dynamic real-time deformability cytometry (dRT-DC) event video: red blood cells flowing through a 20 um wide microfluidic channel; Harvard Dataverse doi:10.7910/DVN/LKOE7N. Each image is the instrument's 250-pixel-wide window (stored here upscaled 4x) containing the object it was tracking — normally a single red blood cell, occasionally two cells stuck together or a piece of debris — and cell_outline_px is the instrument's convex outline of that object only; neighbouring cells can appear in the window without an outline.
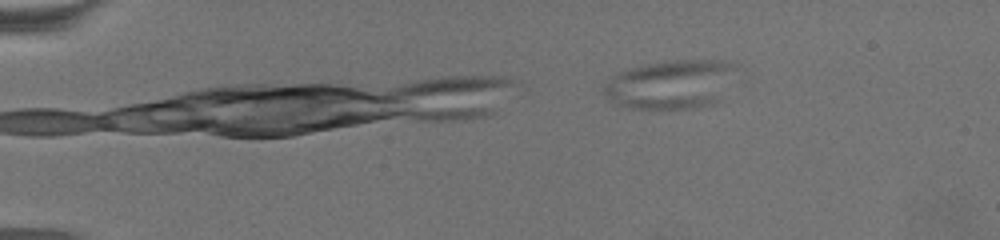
{"species": "common noctule bat (a hibernating species)", "species_latin": "Nyctalus noctula", "temperature_condition": "warm", "stored_images_in_passage": 27, "camera_frame_rate_fps": 3000, "um_per_image_px": 0.085, "animal": {"sex": "female", "body_mass_g": 19.5, "forearm_length_mm": 54.1}, "frame": {"image": 1, "passage_image": 1, "time_ms": 0.0, "image_size_px": [1000, 240], "cell_outline_px": [[740, 64], [720, 100], [716, 104], [692, 108], [628, 108], [612, 100], [604, 92], [604, 88], [616, 76], [624, 72], [648, 64], [688, 60], [720, 60]], "centroid_in_image_um": [57.18, 7.18], "position_along_channel_um": 27.8, "area_um2": 36.76}}
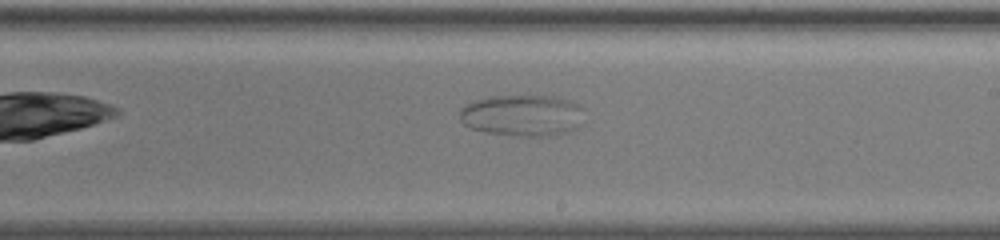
{"frame": {"image": 2, "passage_image": 16, "time_ms": 5.0, "image_size_px": [1000, 240], "cell_outline_px": [[584, 108], [580, 124], [576, 128], [568, 132], [556, 136], [512, 136], [484, 132], [472, 128], [464, 124], [460, 120], [460, 108], [464, 104], [488, 96], [552, 96], [568, 100], [580, 104]], "centroid_in_image_um": [44.4, 9.82], "position_along_channel_um": 244.6, "area_um2": 30.52}}
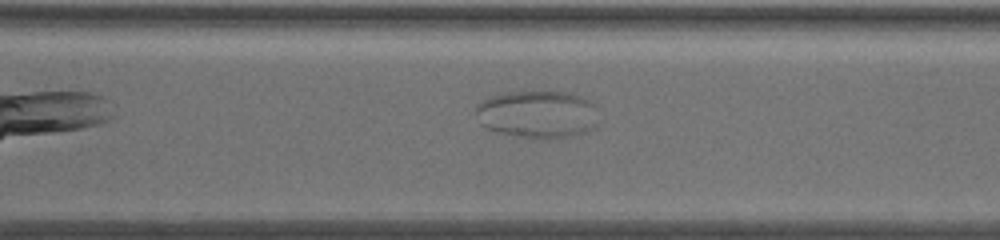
{"frame": {"image": 3, "passage_image": 21, "time_ms": 6.667, "image_size_px": [1000, 240], "cell_outline_px": [[596, 128], [572, 136], [548, 140], [496, 132], [484, 128], [480, 124], [476, 112], [476, 104], [480, 100], [504, 92], [568, 92], [580, 96], [596, 104]], "centroid_in_image_um": [45.68, 9.72], "position_along_channel_um": 324.9, "area_um2": 34.39}}